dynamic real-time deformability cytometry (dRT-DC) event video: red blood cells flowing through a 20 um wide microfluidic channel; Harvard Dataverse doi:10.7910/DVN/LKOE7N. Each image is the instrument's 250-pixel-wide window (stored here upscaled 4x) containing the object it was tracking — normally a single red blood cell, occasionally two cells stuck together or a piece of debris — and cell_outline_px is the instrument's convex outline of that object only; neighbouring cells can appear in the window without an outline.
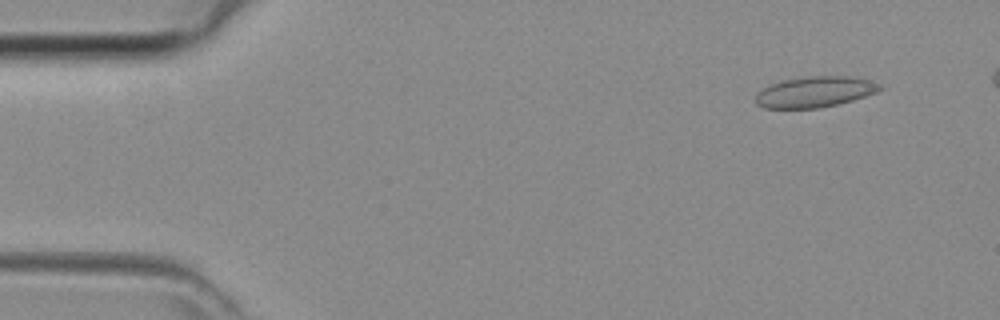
{"species": "common noctule bat (a hibernating species)", "species_latin": "Nyctalus noctula", "temperature_condition": "room temperature", "stored_images_in_passage": 41, "camera_frame_rate_fps": 3000, "um_per_image_px": 0.085, "animal": {"sex": "female", "body_mass_g": 29.2, "forearm_length_mm": 56.3}, "frame": {"image": 1, "passage_image": 4, "time_ms": 1.0, "image_size_px": [1000, 320], "cell_outline_px": [[884, 88], [876, 92], [840, 104], [820, 108], [764, 108], [756, 104], [756, 96], [768, 84], [784, 80], [808, 76], [856, 76], [880, 84]], "centroid_in_image_um": [69.28, 7.81], "position_along_channel_um": 15.7, "area_um2": 22.31}}
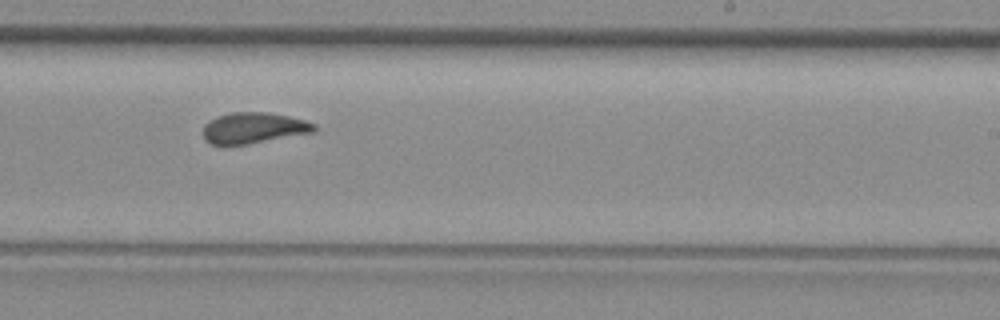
{"frame": {"image": 2, "passage_image": 27, "time_ms": 8.667, "image_size_px": [1000, 320], "cell_outline_px": [[316, 132], [248, 144], [212, 144], [204, 136], [204, 124], [216, 116], [232, 112], [268, 112], [288, 116], [304, 120], [316, 124]], "centroid_in_image_um": [21.6, 10.86], "position_along_channel_um": 267.4, "area_um2": 19.94}}
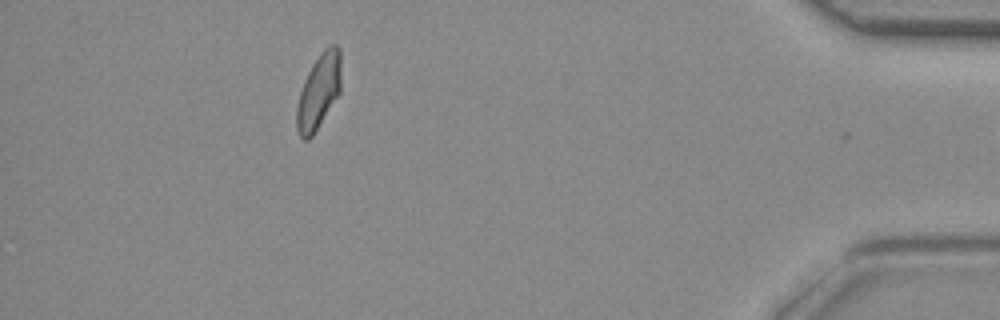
{"frame": {"image": 3, "passage_image": 40, "time_ms": 13.0, "image_size_px": [1000, 320], "cell_outline_px": [[340, 92], [312, 136], [308, 140], [304, 140], [300, 136], [296, 128], [296, 108], [300, 92], [304, 80], [312, 64], [320, 52], [328, 44], [336, 44], [340, 48]], "centroid_in_image_um": [27.08, 7.74], "position_along_channel_um": 408.1, "area_um2": 19.36}}